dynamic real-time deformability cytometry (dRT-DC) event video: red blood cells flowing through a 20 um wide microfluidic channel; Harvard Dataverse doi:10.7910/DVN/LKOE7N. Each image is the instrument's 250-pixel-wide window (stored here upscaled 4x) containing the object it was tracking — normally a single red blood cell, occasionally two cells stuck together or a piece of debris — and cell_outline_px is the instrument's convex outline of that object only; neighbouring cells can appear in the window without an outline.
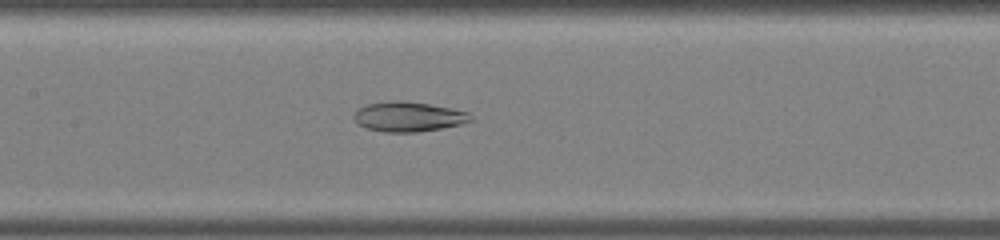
{"species": "common noctule bat (a hibernating species)", "species_latin": "Nyctalus noctula", "temperature_condition": "warm", "stored_images_in_passage": 37, "camera_frame_rate_fps": 3000, "um_per_image_px": 0.085, "animal": {"sex": "male", "body_mass_g": 19.0, "forearm_length_mm": 50.8}, "frame": {"image": 1, "passage_image": 18, "time_ms": 5.667, "image_size_px": [1000, 240], "cell_outline_px": [[472, 120], [460, 124], [440, 128], [416, 132], [384, 132], [368, 128], [360, 124], [356, 120], [356, 112], [360, 108], [368, 104], [392, 100], [404, 100], [452, 108], [468, 112], [472, 116]], "centroid_in_image_um": [34.76, 9.91], "position_along_channel_um": 172.6, "area_um2": 19.94}}
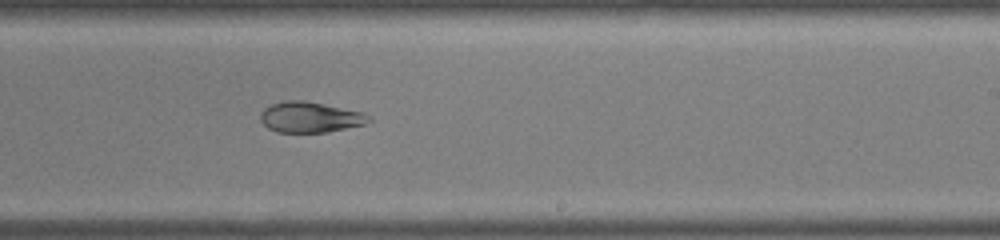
{"frame": {"image": 2, "passage_image": 23, "time_ms": 7.333, "image_size_px": [1000, 240], "cell_outline_px": [[372, 120], [364, 124], [328, 132], [276, 132], [268, 128], [260, 120], [260, 112], [264, 108], [272, 104], [284, 100], [304, 100], [364, 112], [372, 116]], "centroid_in_image_um": [26.36, 9.95], "position_along_channel_um": 262.6, "area_um2": 19.48}}
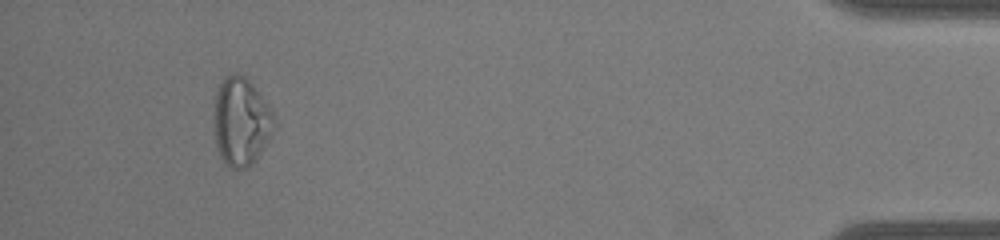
{"frame": {"image": 3, "passage_image": 35, "time_ms": 11.333, "image_size_px": [1000, 240], "cell_outline_px": [[276, 124], [268, 140], [252, 164], [244, 168], [228, 168], [224, 164], [216, 148], [216, 88], [224, 76], [232, 72], [244, 76], [260, 92], [272, 112]], "centroid_in_image_um": [20.5, 10.32], "position_along_channel_um": 414.7, "area_um2": 30.63}}